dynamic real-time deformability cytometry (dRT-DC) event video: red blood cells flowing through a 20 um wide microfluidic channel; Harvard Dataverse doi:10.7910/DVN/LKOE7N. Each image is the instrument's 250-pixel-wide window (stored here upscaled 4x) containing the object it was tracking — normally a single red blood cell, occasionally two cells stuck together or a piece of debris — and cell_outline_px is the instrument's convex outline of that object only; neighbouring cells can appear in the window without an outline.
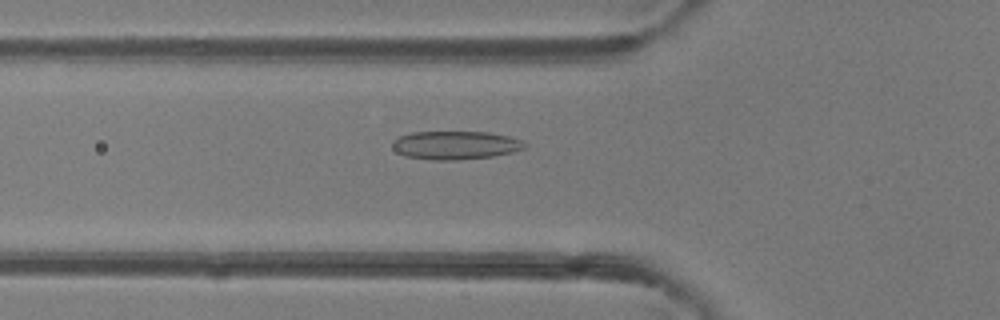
{"species": "common noctule bat (a hibernating species)", "species_latin": "Nyctalus noctula", "temperature_condition": "room temperature", "stored_images_in_passage": 38, "camera_frame_rate_fps": 3000, "um_per_image_px": 0.085, "animal": {"sex": "female"}, "frame": {"image": 1, "passage_image": 7, "time_ms": 2.0, "image_size_px": [1000, 320], "cell_outline_px": [[528, 144], [524, 148], [512, 152], [492, 156], [456, 160], [432, 160], [404, 156], [396, 152], [392, 148], [392, 140], [400, 136], [412, 132], [488, 132], [508, 136], [524, 140]], "centroid_in_image_um": [38.7, 12.34], "position_along_channel_um": 87.1, "area_um2": 22.02}}
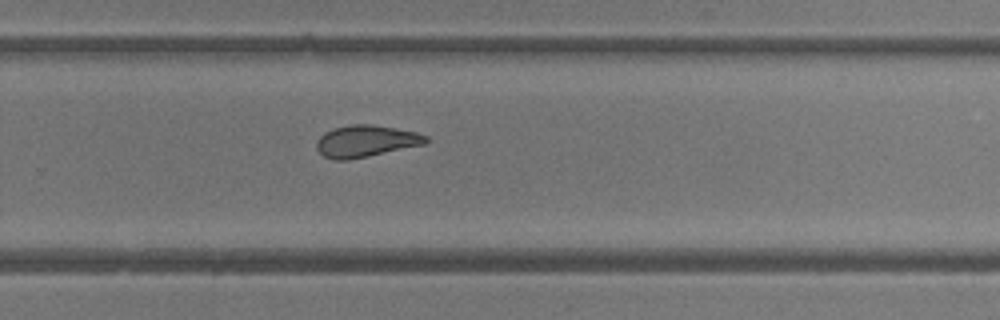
{"frame": {"image": 2, "passage_image": 22, "time_ms": 7.0, "image_size_px": [1000, 320], "cell_outline_px": [[428, 140], [424, 144], [368, 156], [348, 160], [332, 160], [324, 156], [316, 148], [316, 140], [324, 132], [332, 128], [352, 124], [368, 124], [396, 128], [416, 132], [428, 136]], "centroid_in_image_um": [31.06, 11.99], "position_along_channel_um": 298.7, "area_um2": 20.23}}
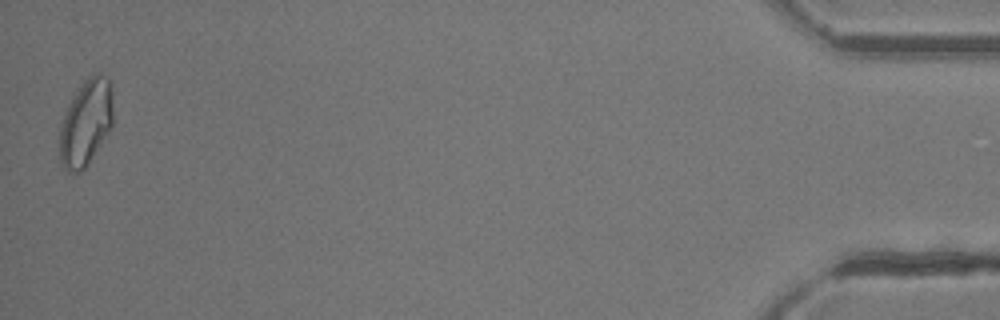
{"frame": {"image": 3, "passage_image": 38, "time_ms": 12.333, "image_size_px": [1000, 320], "cell_outline_px": [[112, 128], [84, 168], [80, 172], [68, 172], [60, 160], [60, 124], [72, 96], [84, 80], [92, 72], [96, 72], [108, 76], [112, 88]], "centroid_in_image_um": [7.32, 10.37], "position_along_channel_um": 427.9, "area_um2": 26.93}, "authors_computed_cell_mechanics": {"area_um2": 21.097, "velocity_mm_per_s": 4.224, "shape_relaxation_time_tau1_ms": 9.7638, "shape_relaxation_time_tau2_ms": 2.4007, "deformation_change_tau1": 0.2414, "deformation_change_tau2": 0.081}}